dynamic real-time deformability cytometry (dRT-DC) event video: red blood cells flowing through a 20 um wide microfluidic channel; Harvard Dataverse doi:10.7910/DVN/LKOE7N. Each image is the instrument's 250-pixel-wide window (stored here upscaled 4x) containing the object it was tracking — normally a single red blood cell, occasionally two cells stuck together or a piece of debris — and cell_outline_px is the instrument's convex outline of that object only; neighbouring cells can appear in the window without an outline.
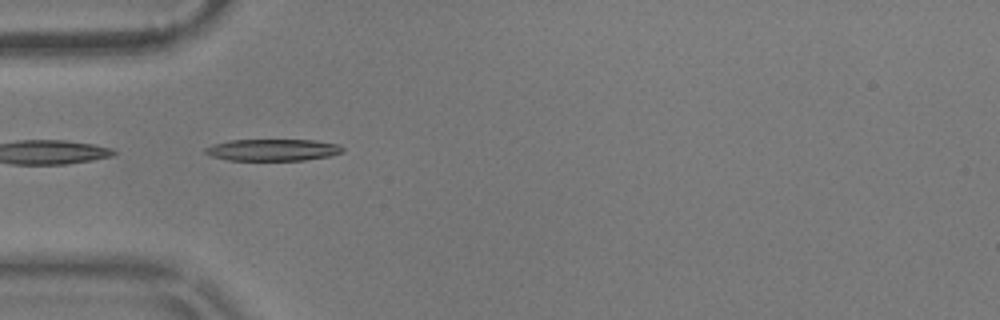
{"species": "common noctule bat (a hibernating species)", "species_latin": "Nyctalus noctula", "temperature_condition": "warm", "stored_images_in_passage": 23, "camera_frame_rate_fps": 3000, "um_per_image_px": 0.085, "animal": {"sex": "male", "body_mass_g": 17.9}, "frame": {"image": 1, "passage_image": 1, "time_ms": 0.0, "image_size_px": [1000, 320], "cell_outline_px": [[344, 152], [332, 156], [304, 160], [228, 160], [212, 156], [204, 152], [204, 148], [228, 140], [316, 140], [340, 144], [344, 148]], "centroid_in_image_um": [23.26, 12.74], "position_along_channel_um": 61.7, "area_um2": 17.51}}